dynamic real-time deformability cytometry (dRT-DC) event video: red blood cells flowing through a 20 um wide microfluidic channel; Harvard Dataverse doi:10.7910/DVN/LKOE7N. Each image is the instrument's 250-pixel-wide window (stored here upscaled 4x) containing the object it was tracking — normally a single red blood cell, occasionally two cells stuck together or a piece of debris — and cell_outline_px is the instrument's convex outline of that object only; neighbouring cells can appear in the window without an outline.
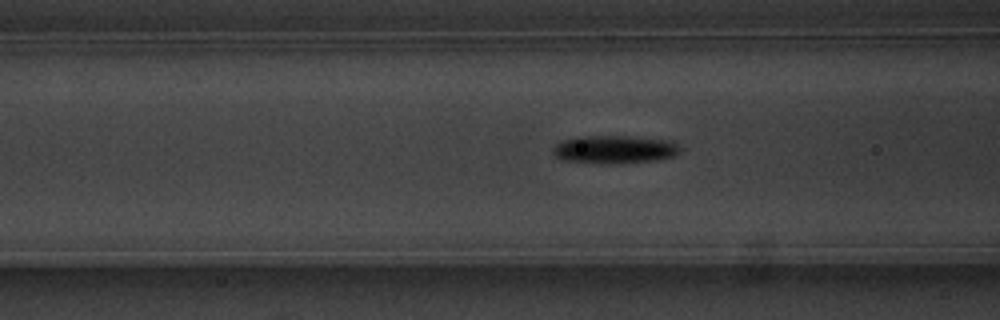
{"species": "common noctule bat (a hibernating species)", "species_latin": "Nyctalus noctula", "temperature_condition": "warm", "stored_images_in_passage": 36, "camera_frame_rate_fps": 3000, "um_per_image_px": 0.085, "animal": {"sex": "male", "body_mass_g": 20.1, "forearm_length_mm": 53.5}, "frame": {"image": 1, "passage_image": 6, "time_ms": 1.667, "image_size_px": [1000, 320], "cell_outline_px": [[680, 152], [672, 156], [656, 160], [620, 164], [600, 164], [560, 160], [552, 152], [552, 148], [560, 140], [576, 136], [628, 136], [672, 140], [680, 148]], "centroid_in_image_um": [52.18, 12.71], "position_along_channel_um": 114.4, "area_um2": 21.27}}
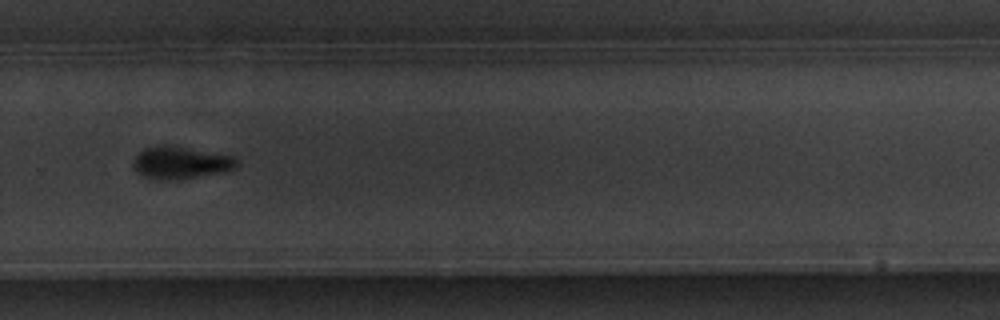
{"frame": {"image": 2, "passage_image": 22, "time_ms": 7.0, "image_size_px": [1000, 320], "cell_outline_px": [[240, 164], [236, 168], [224, 172], [172, 180], [140, 176], [132, 168], [132, 164], [136, 156], [144, 148], [164, 144], [236, 156]], "centroid_in_image_um": [15.38, 13.82], "position_along_channel_um": 314.4, "area_um2": 19.59}}
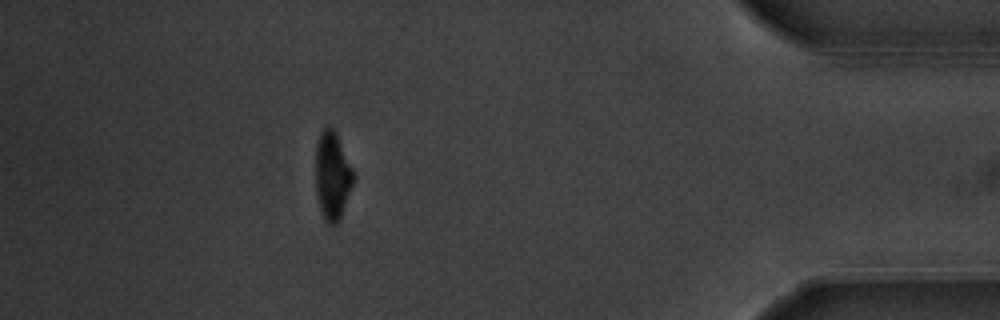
{"frame": {"image": 3, "passage_image": 33, "time_ms": 10.667, "image_size_px": [1000, 320], "cell_outline_px": [[356, 180], [340, 220], [336, 224], [328, 224], [324, 220], [320, 208], [316, 192], [316, 144], [320, 132], [328, 124], [336, 132], [356, 172]], "centroid_in_image_um": [28.3, 14.93], "position_along_channel_um": 406.9, "area_um2": 20.11}}